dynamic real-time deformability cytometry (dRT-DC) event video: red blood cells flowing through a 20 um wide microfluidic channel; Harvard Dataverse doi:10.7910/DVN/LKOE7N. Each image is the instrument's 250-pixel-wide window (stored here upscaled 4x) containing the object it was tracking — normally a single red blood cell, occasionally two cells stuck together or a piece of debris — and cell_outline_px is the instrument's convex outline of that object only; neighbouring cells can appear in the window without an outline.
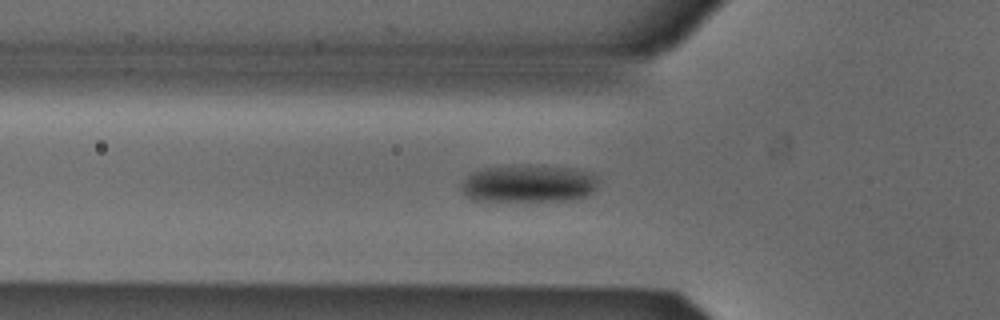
{"species": "Egyptian fruit bat (a non-hibernating species)", "species_latin": "Rousettus aegyptiacus", "temperature_condition": "cold", "stored_images_in_passage": 35, "camera_frame_rate_fps": 3000, "um_per_image_px": 0.085, "animal": {"sex": "male"}, "frame": {"image": 1, "passage_image": 5, "time_ms": 1.333, "image_size_px": [1000, 320], "cell_outline_px": [[596, 188], [592, 192], [584, 196], [572, 200], [476, 200], [468, 196], [460, 188], [460, 184], [472, 172], [484, 168], [512, 164], [572, 168], [592, 172], [596, 176]], "centroid_in_image_um": [44.93, 15.58], "position_along_channel_um": 80.9, "area_um2": 29.82}}
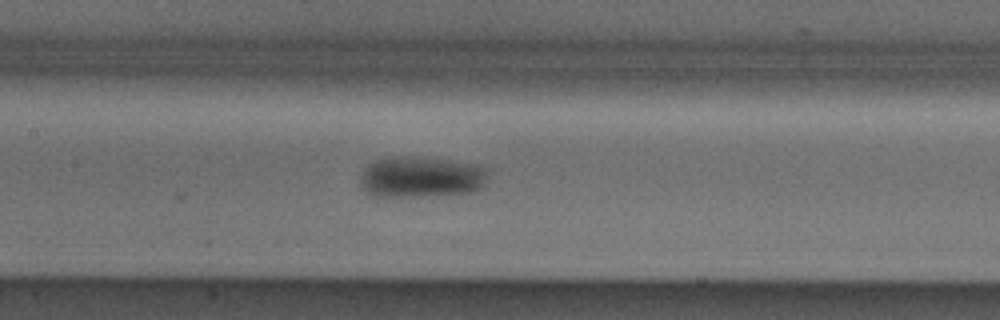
{"frame": {"image": 2, "passage_image": 12, "time_ms": 3.667, "image_size_px": [1000, 320], "cell_outline_px": [[488, 172], [484, 184], [480, 188], [472, 192], [436, 196], [372, 196], [360, 184], [360, 176], [364, 168], [368, 164], [376, 160], [392, 156], [400, 156], [448, 160], [476, 164], [488, 168]], "centroid_in_image_um": [35.8, 15.05], "position_along_channel_um": 171.6, "area_um2": 30.69}}
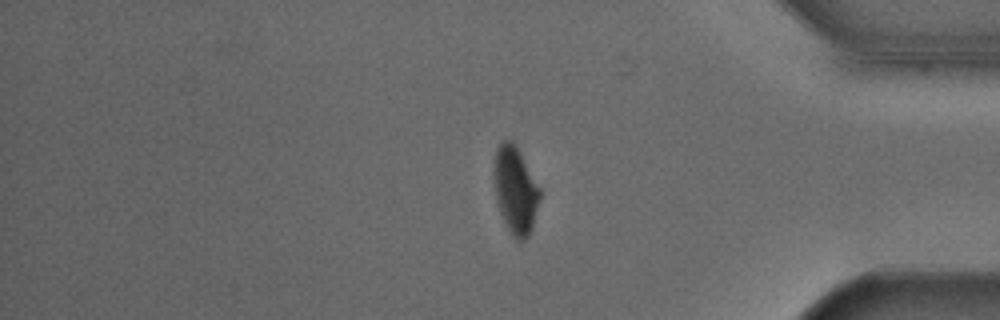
{"frame": {"image": 3, "passage_image": 31, "time_ms": 10.0, "image_size_px": [1000, 320], "cell_outline_px": [[540, 200], [532, 228], [528, 236], [524, 240], [516, 240], [512, 236], [500, 212], [496, 200], [496, 148], [504, 140], [512, 140], [540, 188]], "centroid_in_image_um": [43.84, 16.22], "position_along_channel_um": 391.4, "area_um2": 22.48}, "authors_computed_cell_mechanics": {"area_um2": 28.3798, "velocity_mm_per_s": 3.8761, "shape_relaxation_time_tau1_ms": 5.3027, "shape_relaxation_time_tau2_ms": 9.4243, "deformation_change_tau1": 0.0991, "deformation_change_tau2": 0.0856}}